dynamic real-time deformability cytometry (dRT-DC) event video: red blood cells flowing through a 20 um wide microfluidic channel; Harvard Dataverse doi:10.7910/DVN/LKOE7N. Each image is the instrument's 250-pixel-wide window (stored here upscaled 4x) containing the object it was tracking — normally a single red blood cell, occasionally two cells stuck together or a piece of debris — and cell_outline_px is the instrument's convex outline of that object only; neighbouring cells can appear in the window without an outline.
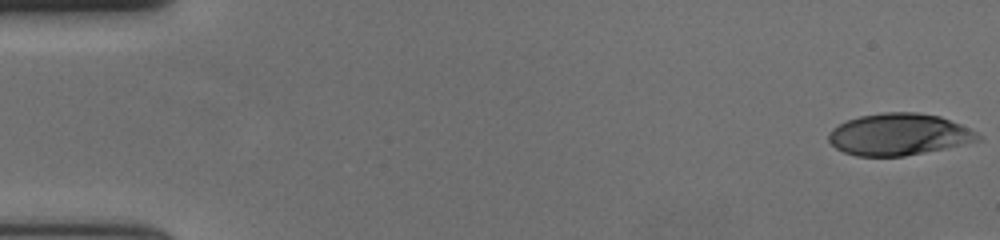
{"species": "human", "species_latin": "Homo sapiens", "temperature_condition": "cold", "stored_images_in_passage": 16, "camera_frame_rate_fps": 3000, "um_per_image_px": 0.085, "donor": {"sex": "female"}, "frame": {"image": 1, "passage_image": 1, "time_ms": 0.0, "image_size_px": [1000, 240], "cell_outline_px": [[980, 140], [944, 148], [904, 156], [856, 156], [844, 152], [836, 148], [828, 140], [828, 132], [832, 128], [848, 120], [860, 116], [884, 112], [916, 112], [940, 116], [960, 124], [976, 132], [980, 136]], "centroid_in_image_um": [76.37, 11.42], "position_along_channel_um": 8.6, "area_um2": 36.07}}
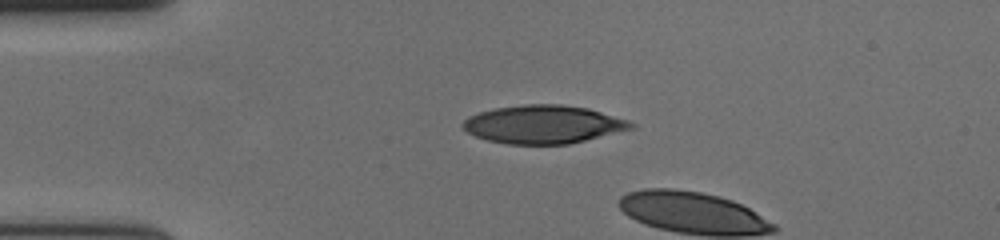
{"frame": {"image": 2, "passage_image": 14, "time_ms": 4.333, "image_size_px": [1000, 240], "cell_outline_px": [[636, 128], [568, 144], [508, 144], [488, 140], [476, 136], [468, 132], [460, 124], [468, 116], [480, 112], [496, 108], [524, 104], [560, 104], [588, 108], [628, 120], [636, 124]], "centroid_in_image_um": [46.2, 10.57], "position_along_channel_um": 38.8, "area_um2": 37.4}}